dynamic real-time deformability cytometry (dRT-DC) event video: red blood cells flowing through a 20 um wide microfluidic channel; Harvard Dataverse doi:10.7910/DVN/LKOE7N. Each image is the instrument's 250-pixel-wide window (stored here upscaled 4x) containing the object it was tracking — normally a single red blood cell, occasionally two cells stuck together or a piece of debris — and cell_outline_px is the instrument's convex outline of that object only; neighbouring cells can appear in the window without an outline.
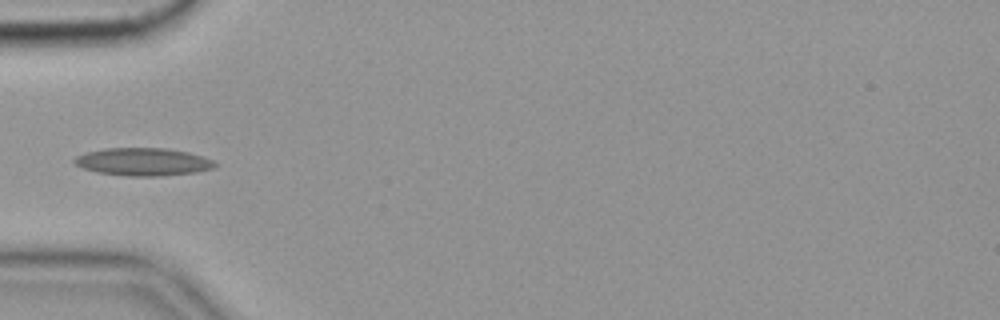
{"species": "common noctule bat (a hibernating species)", "species_latin": "Nyctalus noctula", "temperature_condition": "cold", "stored_images_in_passage": 39, "camera_frame_rate_fps": 3000, "um_per_image_px": 0.085, "animal": {"sex": "female", "body_mass_g": 19.9}, "frame": {"image": 1, "passage_image": 1, "time_ms": 0.0, "image_size_px": [1000, 320], "cell_outline_px": [[220, 164], [216, 168], [196, 172], [160, 176], [128, 176], [96, 172], [84, 168], [76, 164], [72, 160], [76, 156], [84, 152], [104, 148], [164, 148], [188, 152], [212, 160]], "centroid_in_image_um": [12.17, 13.75], "position_along_channel_um": 72.8, "area_um2": 22.83}}